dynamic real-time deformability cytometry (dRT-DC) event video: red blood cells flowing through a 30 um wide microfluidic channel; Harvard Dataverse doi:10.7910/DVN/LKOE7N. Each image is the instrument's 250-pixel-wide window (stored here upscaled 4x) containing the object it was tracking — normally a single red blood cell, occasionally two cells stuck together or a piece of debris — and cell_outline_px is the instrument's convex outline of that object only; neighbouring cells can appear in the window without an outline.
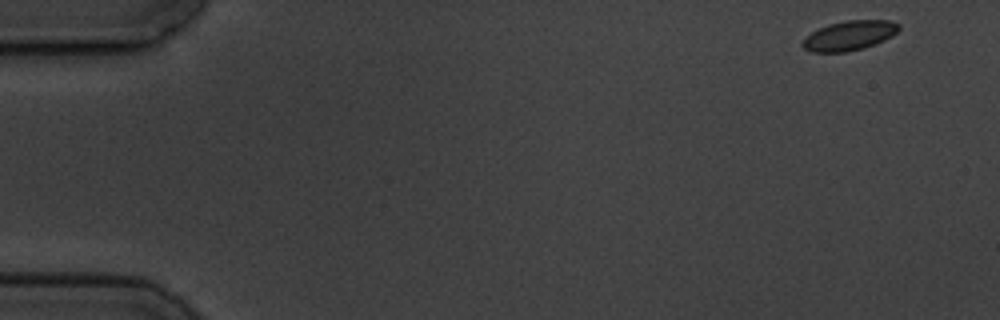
{"species": "common noctule bat (a hibernating species)", "species_latin": "Nyctalus noctula", "temperature_condition": "cold", "stored_images_in_passage": 5, "camera_frame_rate_fps": 3000, "um_per_image_px": 0.085, "animal": {"sex": "male", "body_mass_g": 19.5, "forearm_length_mm": 54.6}, "frame": {"image": 1, "passage_image": 1, "time_ms": 0.0, "image_size_px": [1000, 320], "cell_outline_px": [[900, 28], [892, 36], [884, 40], [864, 48], [844, 52], [812, 52], [804, 48], [800, 44], [804, 36], [828, 24], [844, 20], [892, 20], [900, 24]], "centroid_in_image_um": [72.18, 3.01], "position_along_channel_um": 12.8, "area_um2": 16.76}}
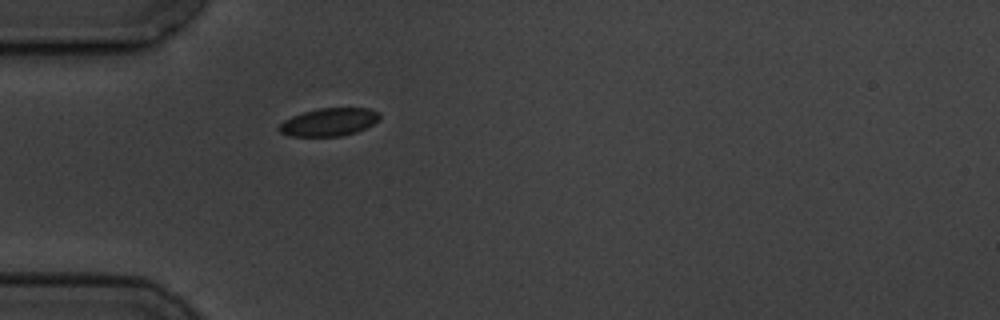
{"frame": {"image": 2, "passage_image": 5, "time_ms": 4.667, "image_size_px": [1000, 320], "cell_outline_px": [[380, 120], [356, 132], [340, 136], [288, 136], [280, 132], [276, 128], [284, 120], [292, 116], [304, 112], [320, 108], [368, 108], [380, 112]], "centroid_in_image_um": [27.96, 10.37], "position_along_channel_um": 57.0, "area_um2": 16.36}}